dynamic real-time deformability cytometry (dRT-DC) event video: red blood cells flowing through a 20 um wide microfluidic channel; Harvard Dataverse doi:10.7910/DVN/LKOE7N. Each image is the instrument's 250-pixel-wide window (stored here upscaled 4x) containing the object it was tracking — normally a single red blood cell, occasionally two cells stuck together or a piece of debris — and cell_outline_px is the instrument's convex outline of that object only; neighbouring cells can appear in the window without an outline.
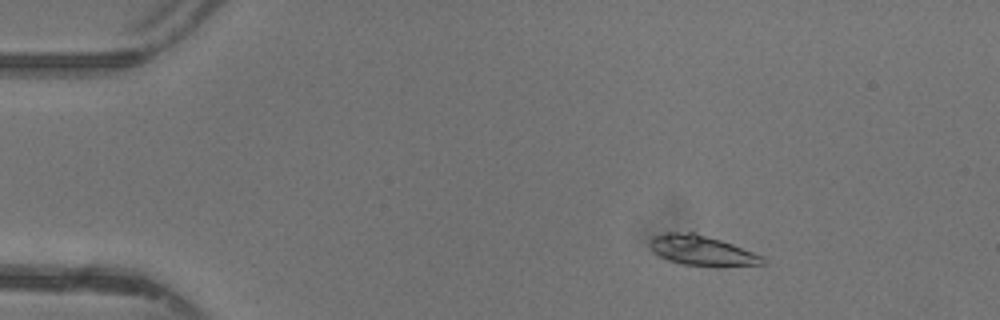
{"species": "common noctule bat (a hibernating species)", "species_latin": "Nyctalus noctula", "temperature_condition": "warm", "stored_images_in_passage": 48, "camera_frame_rate_fps": 3000, "um_per_image_px": 0.085, "animal": {"sex": "female"}, "frame": {"image": 1, "passage_image": 8, "time_ms": 2.333, "image_size_px": [1000, 320], "cell_outline_px": [[768, 264], [716, 268], [684, 264], [668, 260], [652, 252], [648, 244], [652, 236], [668, 232], [696, 232], [732, 244], [764, 256], [768, 260]], "centroid_in_image_um": [59.71, 21.32], "position_along_channel_um": 25.3, "area_um2": 20.4}}
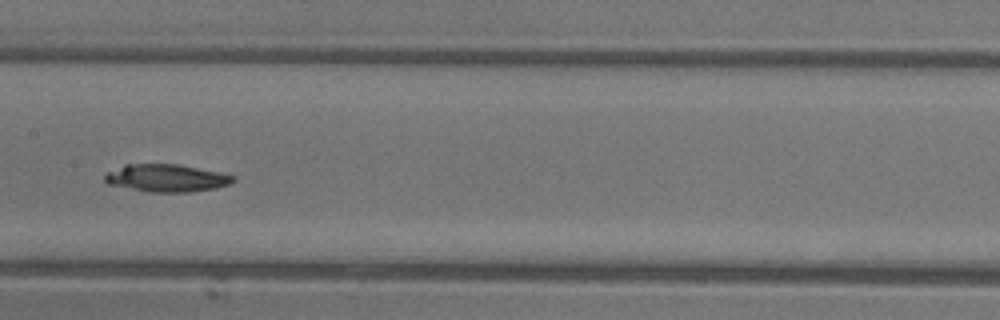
{"frame": {"image": 2, "passage_image": 25, "time_ms": 8.0, "image_size_px": [1000, 320], "cell_outline_px": [[236, 180], [228, 184], [216, 188], [188, 192], [148, 192], [108, 184], [104, 180], [104, 176], [108, 172], [124, 164], [176, 164], [220, 172], [236, 176]], "centroid_in_image_um": [14.16, 15.13], "position_along_channel_um": 193.2, "area_um2": 20.58}}
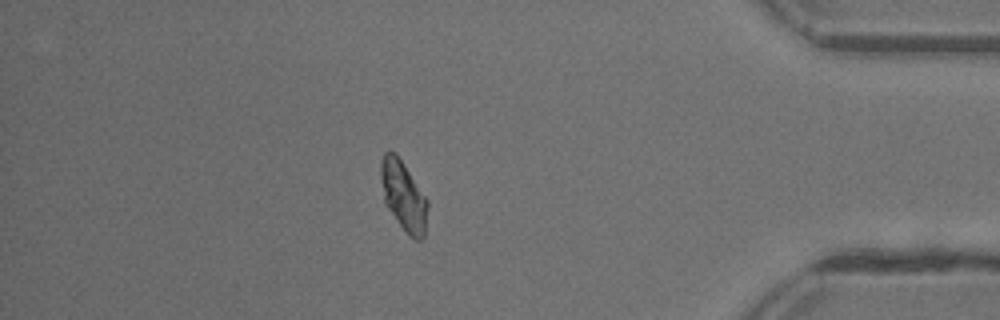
{"frame": {"image": 3, "passage_image": 42, "time_ms": 13.667, "image_size_px": [1000, 320], "cell_outline_px": [[428, 208], [424, 236], [420, 240], [416, 240], [408, 236], [384, 204], [380, 180], [380, 164], [384, 152], [396, 152], [428, 200]], "centroid_in_image_um": [34.28, 16.66], "position_along_channel_um": 400.9, "area_um2": 19.25}}